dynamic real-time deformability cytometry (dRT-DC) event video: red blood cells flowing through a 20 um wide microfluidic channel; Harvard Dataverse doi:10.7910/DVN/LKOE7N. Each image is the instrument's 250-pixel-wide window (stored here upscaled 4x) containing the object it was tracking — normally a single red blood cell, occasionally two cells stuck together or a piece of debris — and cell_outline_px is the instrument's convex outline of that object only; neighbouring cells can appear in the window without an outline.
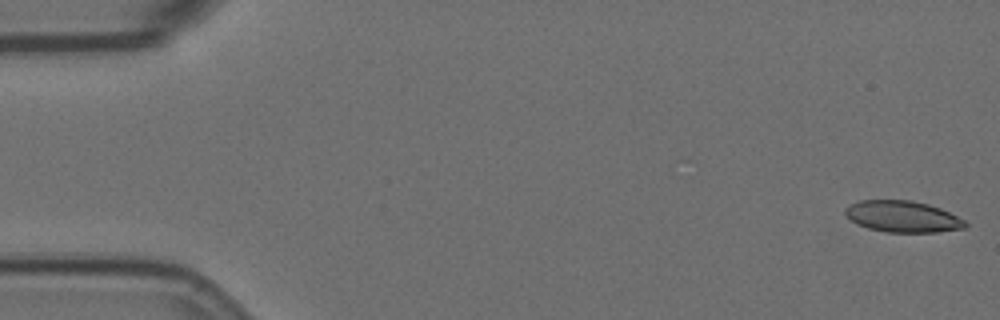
{"species": "Egyptian fruit bat (a non-hibernating species)", "species_latin": "Rousettus aegyptiacus", "temperature_condition": "room temperature", "stored_images_in_passage": 57, "camera_frame_rate_fps": 3000, "um_per_image_px": 0.085, "animal": {"sex": "female"}, "frame": {"image": 1, "passage_image": 1, "time_ms": 0.0, "image_size_px": [1000, 320], "cell_outline_px": [[968, 224], [964, 228], [936, 232], [888, 232], [868, 228], [856, 224], [844, 212], [844, 208], [848, 204], [860, 200], [912, 200], [928, 204], [940, 208], [964, 220]], "centroid_in_image_um": [76.69, 18.4], "position_along_channel_um": 8.3, "area_um2": 21.91}}
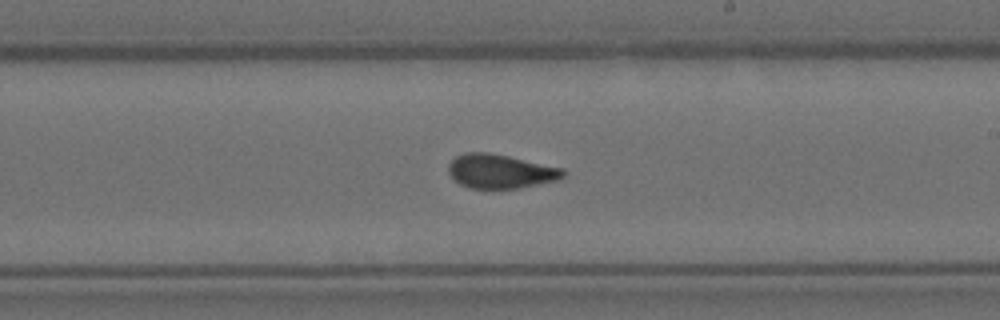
{"frame": {"image": 2, "passage_image": 33, "time_ms": 10.667, "image_size_px": [1000, 320], "cell_outline_px": [[568, 172], [560, 180], [520, 188], [468, 188], [460, 184], [448, 172], [448, 164], [456, 156], [464, 152], [488, 152], [508, 156], [564, 168]], "centroid_in_image_um": [42.58, 14.56], "position_along_channel_um": 246.4, "area_um2": 22.95}}
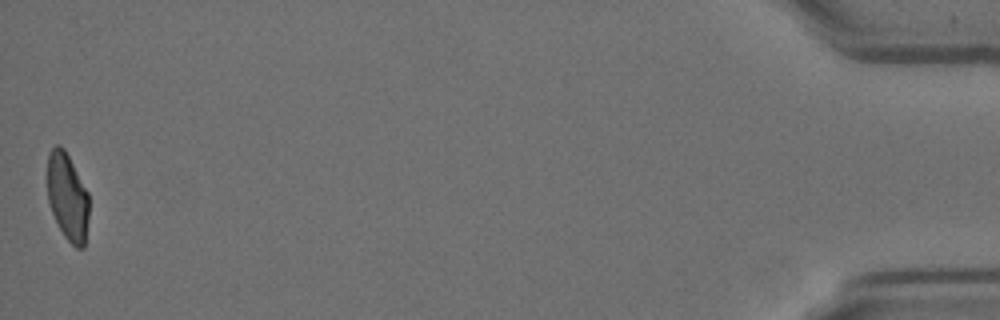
{"frame": {"image": 3, "passage_image": 57, "time_ms": 18.667, "image_size_px": [1000, 320], "cell_outline_px": [[88, 220], [84, 248], [76, 248], [64, 236], [52, 212], [48, 200], [48, 152], [56, 144], [60, 144], [64, 148], [88, 192]], "centroid_in_image_um": [5.74, 16.72], "position_along_channel_um": 429.5, "area_um2": 21.04}, "authors_computed_cell_mechanics": {"area_um2": 22.8888, "velocity_mm_per_s": 3.5091, "shape_relaxation_time_tau1_ms": 6.5519, "shape_relaxation_time_tau2_ms": 1.1924, "deformation_change_tau1": 0.1713, "deformation_change_tau2": 0.0659}}